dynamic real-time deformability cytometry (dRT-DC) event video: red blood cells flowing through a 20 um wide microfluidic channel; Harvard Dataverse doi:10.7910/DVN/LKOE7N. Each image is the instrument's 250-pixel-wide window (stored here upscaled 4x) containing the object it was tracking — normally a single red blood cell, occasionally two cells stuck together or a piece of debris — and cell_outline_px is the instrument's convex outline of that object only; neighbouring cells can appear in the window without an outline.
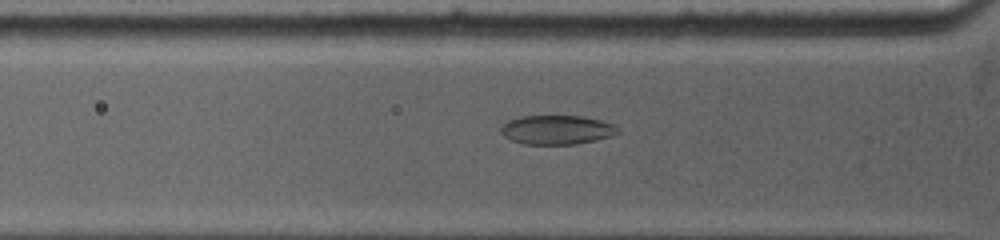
{"species": "common noctule bat (a hibernating species)", "species_latin": "Nyctalus noctula", "temperature_condition": "warm", "stored_images_in_passage": 25, "camera_frame_rate_fps": 5000, "um_per_image_px": 0.085, "animal": {"sex": "female", "body_mass_g": 19.0, "forearm_length_mm": 53.3}, "frame": {"image": 1, "passage_image": 4, "time_ms": 1.6, "image_size_px": [1000, 240], "cell_outline_px": [[620, 132], [612, 136], [596, 140], [576, 144], [524, 144], [512, 140], [504, 136], [500, 132], [500, 128], [508, 120], [520, 116], [580, 116], [600, 120], [612, 124], [620, 128]], "centroid_in_image_um": [47.34, 11.03], "position_along_channel_um": 78.5, "area_um2": 19.88}}
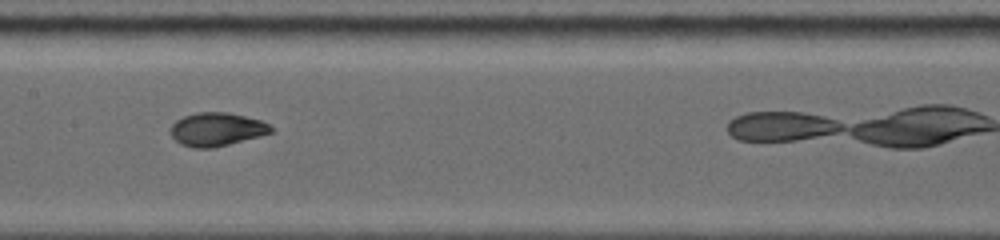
{"frame": {"image": 2, "passage_image": 11, "time_ms": 4.4, "image_size_px": [1000, 240], "cell_outline_px": [[272, 132], [260, 136], [212, 148], [192, 148], [180, 144], [172, 136], [172, 124], [176, 120], [184, 116], [196, 112], [228, 112], [260, 120], [268, 124], [272, 128]], "centroid_in_image_um": [18.4, 10.99], "position_along_channel_um": 189.0, "area_um2": 19.36}}
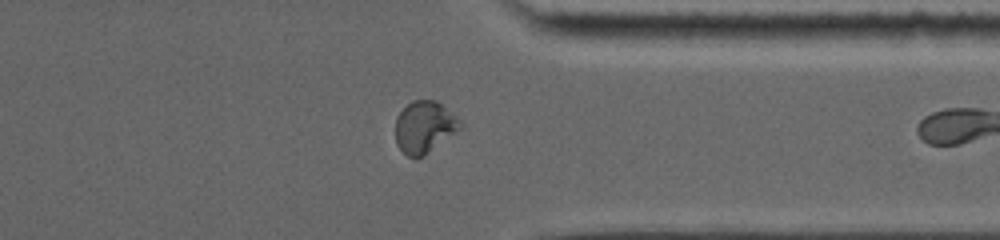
{"frame": {"image": 3, "passage_image": 23, "time_ms": 9.2, "image_size_px": [1000, 240], "cell_outline_px": [[464, 128], [424, 156], [408, 156], [396, 144], [396, 116], [412, 100], [436, 100], [456, 116], [464, 124]], "centroid_in_image_um": [36.12, 10.79], "position_along_channel_um": 375.3, "area_um2": 19.71}}